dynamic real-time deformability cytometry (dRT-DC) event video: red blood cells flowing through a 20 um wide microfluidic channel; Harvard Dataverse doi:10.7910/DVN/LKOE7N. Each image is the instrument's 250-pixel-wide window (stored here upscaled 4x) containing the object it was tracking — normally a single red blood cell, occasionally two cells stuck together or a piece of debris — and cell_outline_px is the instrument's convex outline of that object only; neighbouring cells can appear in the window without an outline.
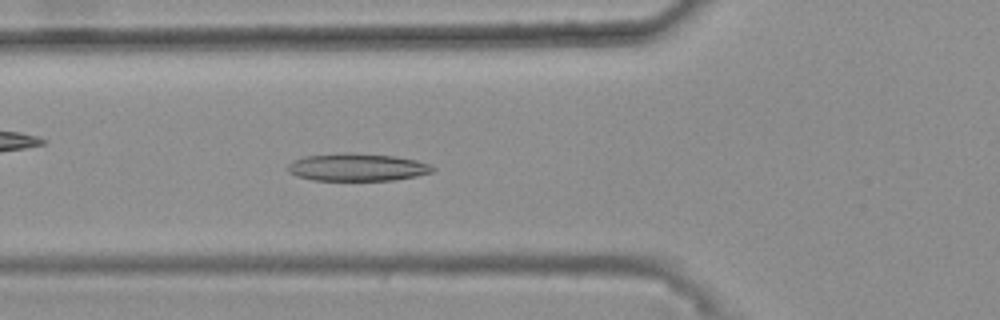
{"species": "common noctule bat (a hibernating species)", "species_latin": "Nyctalus noctula", "temperature_condition": "warm", "stored_images_in_passage": 46, "camera_frame_rate_fps": 3000, "um_per_image_px": 0.085, "animal": {"sex": "female", "body_mass_g": 25.1}, "frame": {"image": 1, "passage_image": 19, "time_ms": 6.0, "image_size_px": [1000, 320], "cell_outline_px": [[436, 168], [432, 172], [416, 176], [392, 180], [312, 180], [296, 176], [288, 172], [288, 164], [292, 160], [304, 156], [344, 152], [396, 156], [416, 160], [428, 164]], "centroid_in_image_um": [30.32, 14.21], "position_along_channel_um": 95.5, "area_um2": 23.35}}
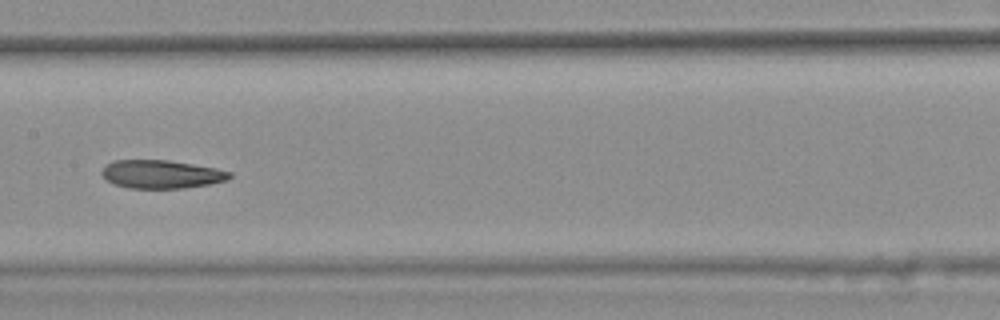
{"frame": {"image": 2, "passage_image": 27, "time_ms": 8.667, "image_size_px": [1000, 320], "cell_outline_px": [[232, 176], [228, 180], [208, 184], [184, 188], [128, 188], [116, 184], [108, 180], [100, 172], [104, 164], [112, 160], [168, 160], [216, 168], [232, 172]], "centroid_in_image_um": [13.71, 14.8], "position_along_channel_um": 193.7, "area_um2": 21.1}}
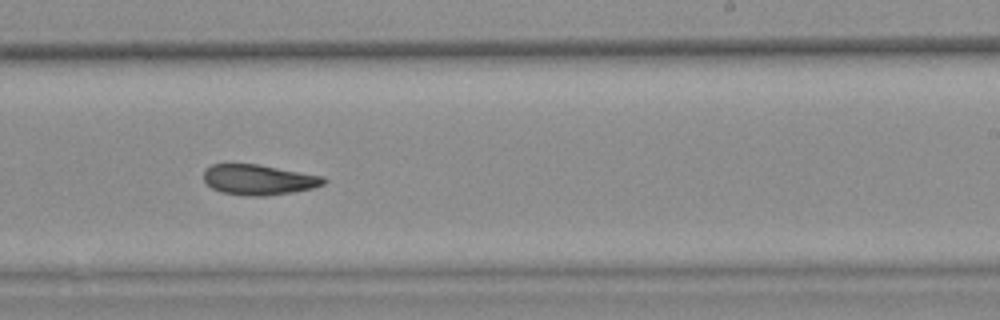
{"frame": {"image": 3, "passage_image": 33, "time_ms": 10.667, "image_size_px": [1000, 320], "cell_outline_px": [[328, 180], [324, 184], [312, 188], [292, 192], [264, 196], [248, 196], [220, 192], [212, 188], [204, 180], [204, 168], [212, 164], [256, 164], [324, 176]], "centroid_in_image_um": [21.98, 15.27], "position_along_channel_um": 267.0, "area_um2": 21.21}, "authors_computed_cell_mechanics": {"area_um2": 22.3397, "velocity_mm_per_s": 3.681, "shape_relaxation_time_tau1_ms": null, "shape_relaxation_time_tau2_ms": 4.3595, "deformation_change_tau1": null, "deformation_change_tau2": 0.1087}}